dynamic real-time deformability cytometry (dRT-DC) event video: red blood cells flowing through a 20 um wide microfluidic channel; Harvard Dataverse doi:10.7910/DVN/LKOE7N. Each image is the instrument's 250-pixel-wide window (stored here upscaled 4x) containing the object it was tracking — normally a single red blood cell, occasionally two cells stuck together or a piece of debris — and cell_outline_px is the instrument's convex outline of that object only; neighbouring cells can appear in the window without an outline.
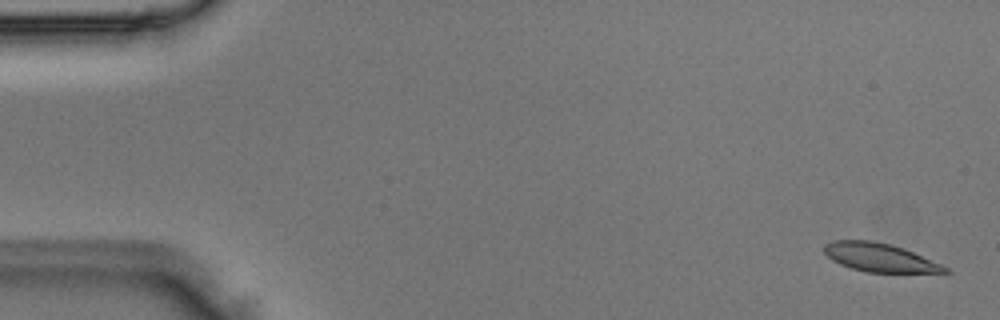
{"species": "Egyptian fruit bat (a non-hibernating species)", "species_latin": "Rousettus aegyptiacus", "temperature_condition": "room temperature", "stored_images_in_passage": 4, "camera_frame_rate_fps": 3000, "um_per_image_px": 0.085, "animal": {"sex": "male"}, "frame": {"image": 1, "passage_image": 1, "time_ms": 0.0, "image_size_px": [1000, 320], "cell_outline_px": [[952, 272], [868, 272], [852, 268], [840, 264], [832, 260], [824, 252], [824, 244], [832, 240], [872, 240], [892, 244], [904, 248], [940, 264], [948, 268]], "centroid_in_image_um": [74.73, 21.87], "position_along_channel_um": 10.3, "area_um2": 19.88}}